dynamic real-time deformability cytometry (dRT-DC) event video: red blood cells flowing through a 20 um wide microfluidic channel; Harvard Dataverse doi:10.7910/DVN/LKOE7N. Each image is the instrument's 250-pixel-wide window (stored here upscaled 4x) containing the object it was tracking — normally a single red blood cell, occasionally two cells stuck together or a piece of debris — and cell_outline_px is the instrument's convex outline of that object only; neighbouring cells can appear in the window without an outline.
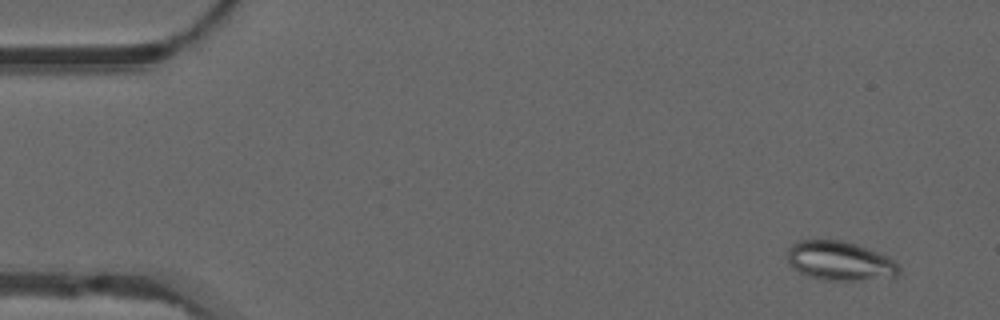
{"species": "common noctule bat (a hibernating species)", "species_latin": "Nyctalus noctula", "temperature_condition": "warm", "stored_images_in_passage": 52, "camera_frame_rate_fps": 3000, "um_per_image_px": 0.085, "animal": {"sex": "male", "forearm_length_mm": 52.5}, "frame": {"image": 1, "passage_image": 3, "time_ms": 0.667, "image_size_px": [1000, 320], "cell_outline_px": [[900, 272], [896, 276], [856, 280], [820, 280], [808, 276], [800, 272], [788, 264], [788, 248], [792, 244], [800, 240], [840, 240], [856, 244], [876, 252], [892, 260], [900, 268]], "centroid_in_image_um": [71.33, 22.18], "position_along_channel_um": 13.7, "area_um2": 25.14}}
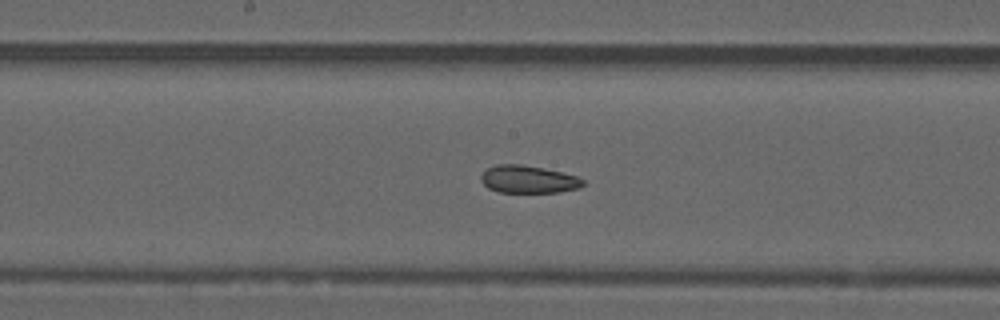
{"frame": {"image": 2, "passage_image": 27, "time_ms": 8.667, "image_size_px": [1000, 320], "cell_outline_px": [[584, 184], [580, 188], [560, 192], [500, 192], [488, 188], [480, 180], [480, 176], [488, 168], [496, 164], [520, 164], [560, 172], [576, 176], [584, 180]], "centroid_in_image_um": [44.89, 15.25], "position_along_channel_um": 203.3, "area_um2": 16.24}}
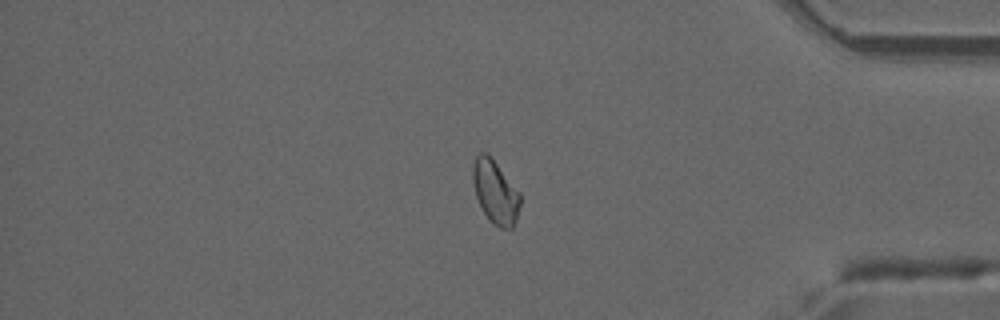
{"frame": {"image": 3, "passage_image": 44, "time_ms": 14.333, "image_size_px": [1000, 320], "cell_outline_px": [[520, 204], [516, 220], [512, 228], [500, 228], [492, 224], [488, 220], [476, 196], [472, 180], [472, 164], [476, 156], [480, 152], [488, 152], [520, 192]], "centroid_in_image_um": [42.09, 16.29], "position_along_channel_um": 393.1, "area_um2": 17.69}, "authors_computed_cell_mechanics": {"area_um2": 17.7735, "velocity_mm_per_s": 3.8426, "shape_relaxation_time_tau1_ms": null, "shape_relaxation_time_tau2_ms": 2.4892, "deformation_change_tau1": null, "deformation_change_tau2": 0.0833}}